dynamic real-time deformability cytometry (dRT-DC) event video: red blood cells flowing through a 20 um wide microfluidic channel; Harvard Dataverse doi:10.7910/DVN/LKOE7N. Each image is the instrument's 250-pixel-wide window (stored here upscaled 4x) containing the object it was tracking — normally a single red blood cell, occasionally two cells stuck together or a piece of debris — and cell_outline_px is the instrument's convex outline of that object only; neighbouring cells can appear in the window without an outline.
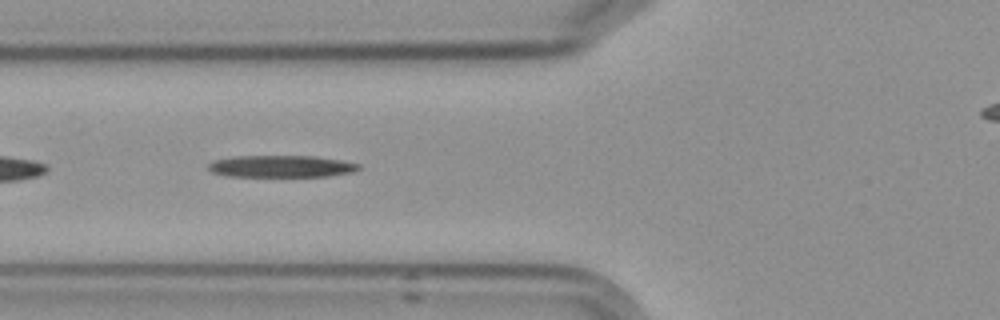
{"species": "Egyptian fruit bat (a non-hibernating species)", "species_latin": "Rousettus aegyptiacus", "temperature_condition": "cold", "stored_images_in_passage": 7, "camera_frame_rate_fps": 3000, "um_per_image_px": 0.085, "frame": {"image": 1, "passage_image": 7, "time_ms": 7.0, "image_size_px": [1000, 320], "cell_outline_px": [[360, 168], [352, 172], [328, 176], [228, 176], [212, 172], [208, 168], [208, 164], [212, 160], [232, 156], [312, 156], [340, 160], [360, 164]], "centroid_in_image_um": [23.86, 14.13], "position_along_channel_um": 101.9, "area_um2": 19.13}}